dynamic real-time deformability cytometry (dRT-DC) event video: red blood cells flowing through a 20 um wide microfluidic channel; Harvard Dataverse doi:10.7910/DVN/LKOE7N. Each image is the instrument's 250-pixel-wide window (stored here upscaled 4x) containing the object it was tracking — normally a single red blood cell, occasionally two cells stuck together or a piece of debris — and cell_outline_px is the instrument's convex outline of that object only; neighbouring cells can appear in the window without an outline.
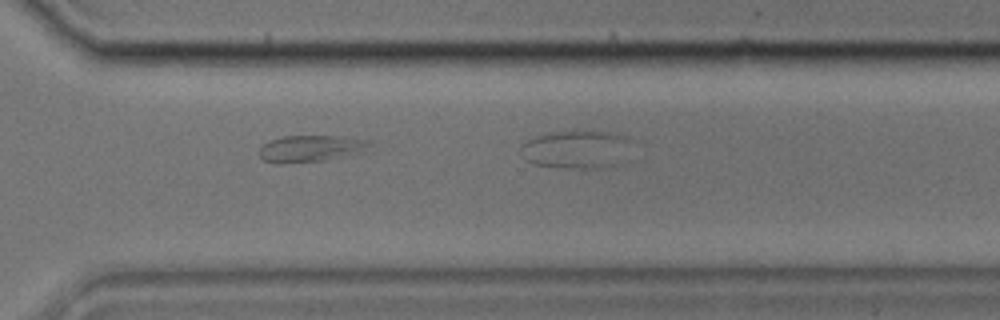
{"species": "common noctule bat (a hibernating species)", "species_latin": "Nyctalus noctula", "temperature_condition": "cold", "stored_images_in_passage": 41, "camera_frame_rate_fps": 3000, "um_per_image_px": 0.085, "animal": {"sex": "male", "body_mass_g": 17.9}, "frame": {"image": 1, "passage_image": 39, "time_ms": 12.667, "image_size_px": [1000, 320], "cell_outline_px": [[372, 144], [344, 156], [324, 160], [276, 164], [264, 160], [260, 156], [260, 148], [264, 144], [272, 140], [284, 136], [336, 136], [364, 140]], "centroid_in_image_um": [26.28, 12.63], "position_along_channel_um": 344.3, "area_um2": 16.36}}